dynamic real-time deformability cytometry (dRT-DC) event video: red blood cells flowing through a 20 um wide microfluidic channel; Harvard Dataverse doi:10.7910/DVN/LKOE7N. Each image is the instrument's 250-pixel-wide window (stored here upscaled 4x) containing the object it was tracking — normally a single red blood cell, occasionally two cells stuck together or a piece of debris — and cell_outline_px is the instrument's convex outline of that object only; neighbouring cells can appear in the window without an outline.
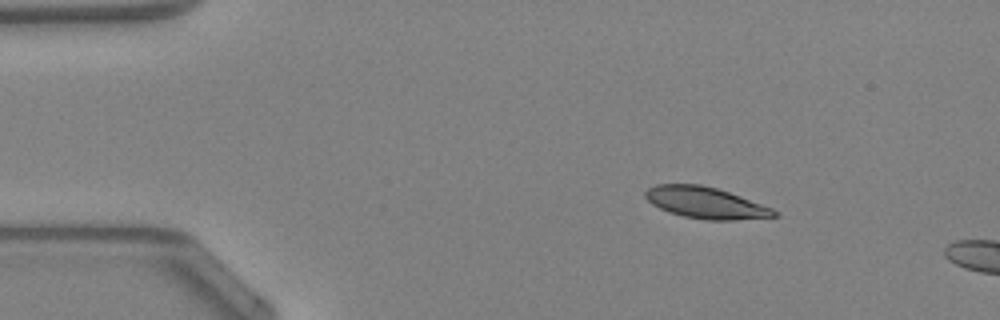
{"species": "Egyptian fruit bat (a non-hibernating species)", "species_latin": "Rousettus aegyptiacus", "temperature_condition": "warm", "stored_images_in_passage": 5, "camera_frame_rate_fps": 3000, "um_per_image_px": 0.085, "animal": {"sex": "female"}, "frame": {"image": 1, "passage_image": 1, "time_ms": 0.0, "image_size_px": [1000, 320], "cell_outline_px": [[776, 216], [732, 220], [708, 220], [684, 216], [660, 208], [652, 204], [644, 196], [644, 192], [648, 188], [660, 184], [696, 184], [716, 188], [728, 192], [772, 208], [776, 212]], "centroid_in_image_um": [59.94, 17.23], "position_along_channel_um": 25.1, "area_um2": 23.0}}